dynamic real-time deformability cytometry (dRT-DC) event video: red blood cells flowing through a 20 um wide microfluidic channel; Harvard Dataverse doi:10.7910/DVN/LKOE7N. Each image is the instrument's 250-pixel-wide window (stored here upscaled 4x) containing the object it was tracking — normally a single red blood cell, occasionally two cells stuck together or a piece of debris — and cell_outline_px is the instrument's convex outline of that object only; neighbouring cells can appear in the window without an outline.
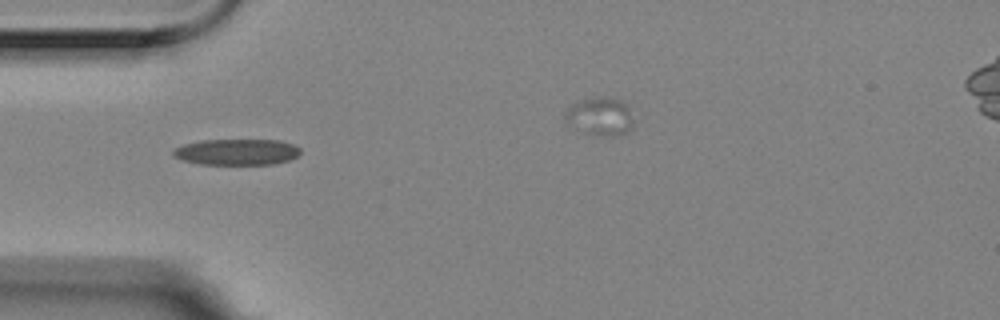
{"species": "Egyptian fruit bat (a non-hibernating species)", "species_latin": "Rousettus aegyptiacus", "temperature_condition": "room temperature", "stored_images_in_passage": 9, "camera_frame_rate_fps": 3000, "um_per_image_px": 0.085, "animal": {"sex": "female"}, "frame": {"image": 1, "passage_image": 4, "time_ms": 1.0, "image_size_px": [1000, 320], "cell_outline_px": [[300, 152], [296, 156], [288, 160], [272, 164], [200, 164], [180, 160], [172, 156], [172, 148], [184, 144], [200, 140], [280, 140], [292, 144], [300, 148]], "centroid_in_image_um": [20.05, 12.91], "position_along_channel_um": 64.9, "area_um2": 19.42}}
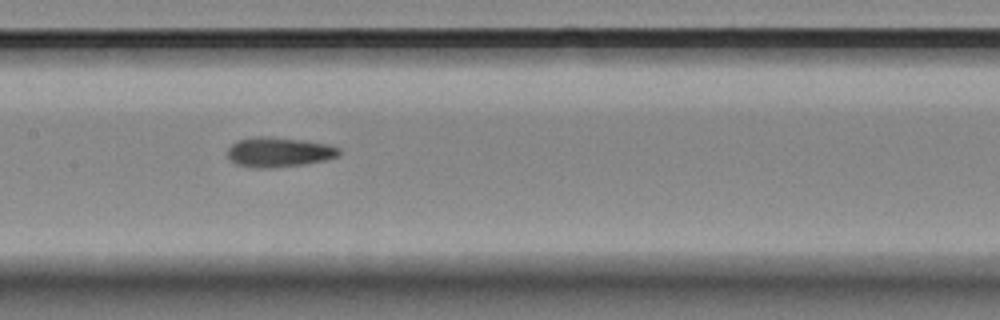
{"frame": {"image": 2, "passage_image": 7, "time_ms": 2.0, "image_size_px": [1000, 320], "cell_outline_px": [[340, 156], [324, 160], [304, 164], [272, 168], [248, 168], [236, 164], [228, 156], [228, 148], [236, 140], [256, 136], [268, 136], [304, 140], [328, 144], [340, 148]], "centroid_in_image_um": [23.7, 12.93], "position_along_channel_um": 183.7, "area_um2": 19.59}}
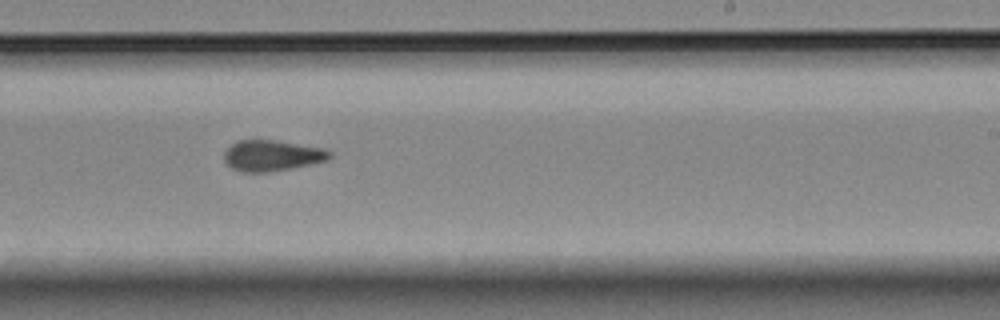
{"frame": {"image": 3, "passage_image": 9, "time_ms": 2.667, "image_size_px": [1000, 320], "cell_outline_px": [[332, 156], [328, 160], [312, 164], [268, 172], [240, 172], [232, 168], [224, 160], [224, 152], [232, 144], [240, 140], [272, 140], [320, 148], [332, 152]], "centroid_in_image_um": [23.1, 13.24], "position_along_channel_um": 265.9, "area_um2": 18.73}}